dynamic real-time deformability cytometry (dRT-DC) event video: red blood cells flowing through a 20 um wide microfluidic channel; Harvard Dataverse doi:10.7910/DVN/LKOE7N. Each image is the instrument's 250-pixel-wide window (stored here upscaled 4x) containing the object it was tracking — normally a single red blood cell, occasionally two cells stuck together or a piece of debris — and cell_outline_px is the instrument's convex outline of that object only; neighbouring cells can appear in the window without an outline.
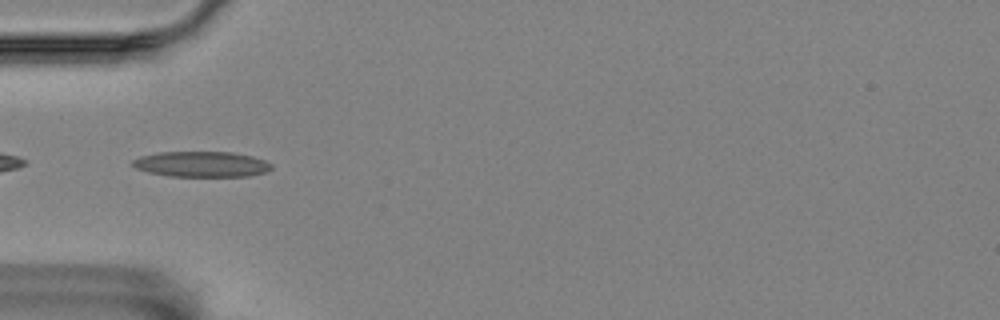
{"species": "Egyptian fruit bat (a non-hibernating species)", "species_latin": "Rousettus aegyptiacus", "temperature_condition": "room temperature", "stored_images_in_passage": 40, "camera_frame_rate_fps": 3000, "um_per_image_px": 0.085, "animal": {"sex": "female"}, "frame": {"image": 1, "passage_image": 2, "time_ms": 0.333, "image_size_px": [1000, 320], "cell_outline_px": [[272, 168], [264, 172], [248, 176], [168, 176], [148, 172], [136, 168], [132, 164], [132, 160], [140, 156], [160, 152], [232, 152], [252, 156], [264, 160], [272, 164]], "centroid_in_image_um": [17.12, 13.95], "position_along_channel_um": 67.9, "area_um2": 20.58}}
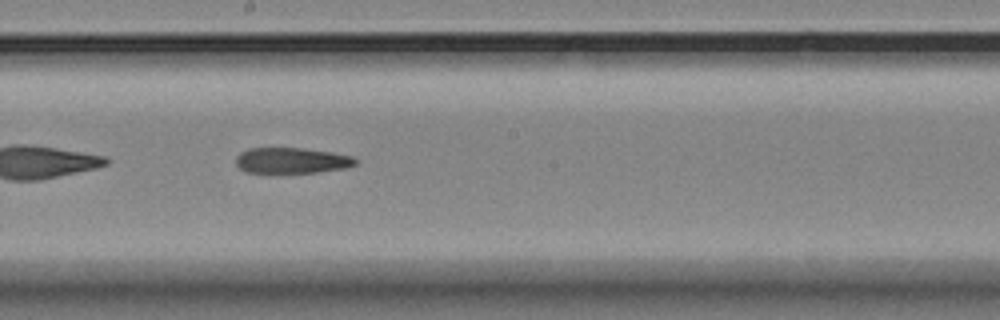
{"frame": {"image": 2, "passage_image": 15, "time_ms": 4.667, "image_size_px": [1000, 320], "cell_outline_px": [[356, 164], [344, 168], [316, 172], [280, 176], [244, 172], [236, 164], [236, 156], [240, 152], [248, 148], [304, 148], [332, 152], [352, 156], [356, 160]], "centroid_in_image_um": [24.71, 13.69], "position_along_channel_um": 223.5, "area_um2": 18.84}}
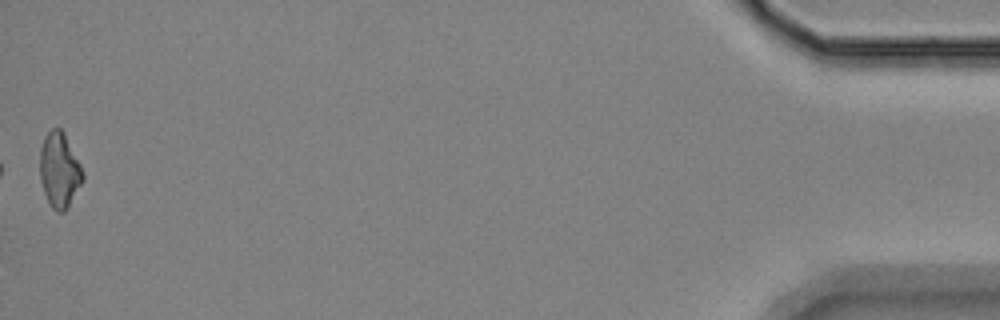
{"frame": {"image": 3, "passage_image": 40, "time_ms": 13.0, "image_size_px": [1000, 320], "cell_outline_px": [[84, 180], [68, 208], [64, 212], [56, 212], [52, 208], [44, 192], [40, 176], [40, 148], [44, 136], [52, 128], [60, 128], [64, 132], [84, 172]], "centroid_in_image_um": [5.06, 14.47], "position_along_channel_um": 430.1, "area_um2": 18.84}}